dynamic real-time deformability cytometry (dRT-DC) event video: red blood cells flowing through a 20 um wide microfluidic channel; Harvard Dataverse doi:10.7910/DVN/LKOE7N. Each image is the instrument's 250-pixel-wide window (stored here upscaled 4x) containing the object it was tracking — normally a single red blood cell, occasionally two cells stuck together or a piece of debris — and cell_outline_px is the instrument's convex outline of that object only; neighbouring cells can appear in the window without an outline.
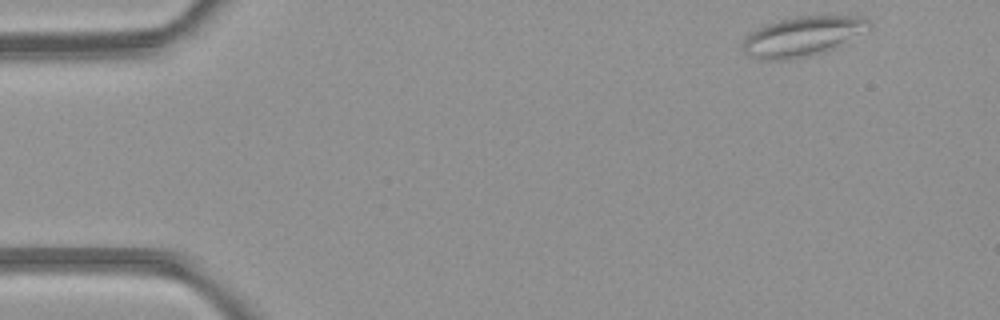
{"species": "common noctule bat (a hibernating species)", "species_latin": "Nyctalus noctula", "temperature_condition": "room temperature", "stored_images_in_passage": 3, "camera_frame_rate_fps": 3000, "um_per_image_px": 0.085, "animal": {"sex": "female", "body_mass_g": 21.9}, "frame": {"image": 1, "passage_image": 1, "time_ms": 0.0, "image_size_px": [1000, 320], "cell_outline_px": [[872, 28], [824, 52], [808, 56], [788, 60], [760, 60], [748, 56], [740, 48], [744, 40], [756, 28], [780, 20], [796, 16], [864, 16], [872, 20]], "centroid_in_image_um": [68.22, 3.09], "position_along_channel_um": 16.8, "area_um2": 29.3}}